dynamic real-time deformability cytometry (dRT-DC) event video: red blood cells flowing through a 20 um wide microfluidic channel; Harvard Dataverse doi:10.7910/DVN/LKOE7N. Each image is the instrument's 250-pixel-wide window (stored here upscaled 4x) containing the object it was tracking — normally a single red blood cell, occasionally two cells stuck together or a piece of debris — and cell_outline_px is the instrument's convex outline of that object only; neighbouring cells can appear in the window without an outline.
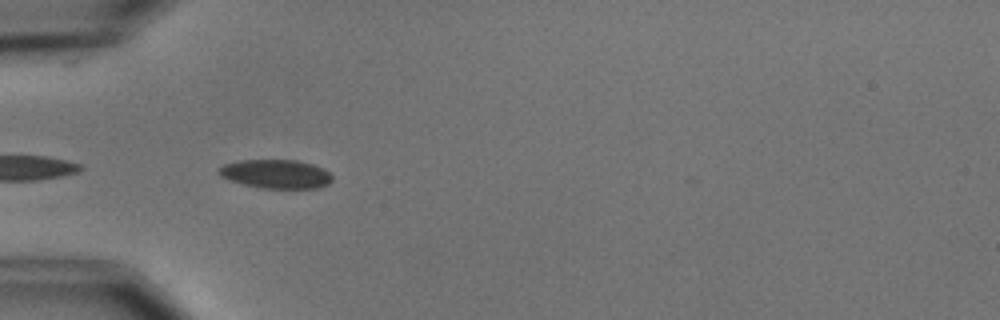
{"species": "common noctule bat (a hibernating species)", "species_latin": "Nyctalus noctula", "temperature_condition": "cold", "stored_images_in_passage": 8, "camera_frame_rate_fps": 3000, "um_per_image_px": 0.085, "animal": {"sex": "male", "body_mass_g": 15.6}, "frame": {"image": 1, "passage_image": 2, "time_ms": 0.333, "image_size_px": [1000, 320], "cell_outline_px": [[332, 180], [328, 184], [316, 188], [260, 188], [244, 184], [220, 176], [216, 172], [224, 164], [240, 160], [296, 160], [312, 164], [328, 172], [332, 176]], "centroid_in_image_um": [23.44, 14.78], "position_along_channel_um": 61.6, "area_um2": 18.84}}